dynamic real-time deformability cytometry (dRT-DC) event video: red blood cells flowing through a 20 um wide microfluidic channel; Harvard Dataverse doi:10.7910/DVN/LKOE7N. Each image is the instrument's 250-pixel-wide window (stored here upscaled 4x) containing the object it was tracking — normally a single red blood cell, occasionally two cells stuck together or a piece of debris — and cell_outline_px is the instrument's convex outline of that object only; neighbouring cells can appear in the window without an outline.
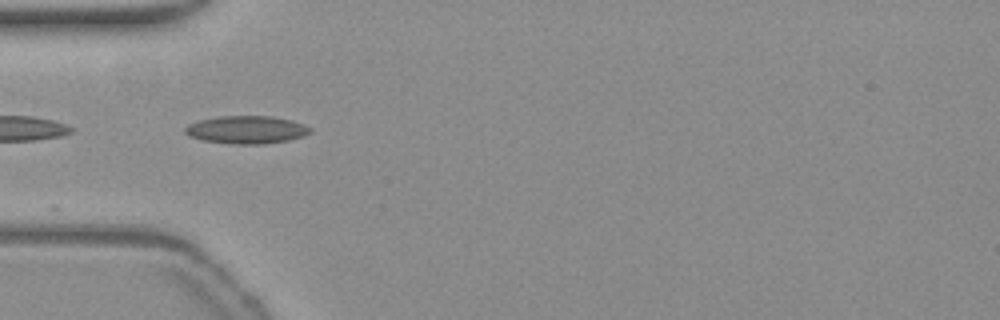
{"species": "common noctule bat (a hibernating species)", "species_latin": "Nyctalus noctula", "temperature_condition": "warm", "stored_images_in_passage": 39, "camera_frame_rate_fps": 3000, "um_per_image_px": 0.085, "animal": {"sex": "female", "body_mass_g": 19.3, "forearm_length_mm": 54.1}, "frame": {"image": 1, "passage_image": 2, "time_ms": 0.333, "image_size_px": [1000, 320], "cell_outline_px": [[312, 132], [288, 140], [260, 144], [232, 144], [204, 140], [188, 136], [184, 132], [184, 128], [188, 124], [200, 120], [220, 116], [272, 116], [292, 120], [304, 124], [312, 128]], "centroid_in_image_um": [20.94, 11.02], "position_along_channel_um": 64.1, "area_um2": 20.23}}
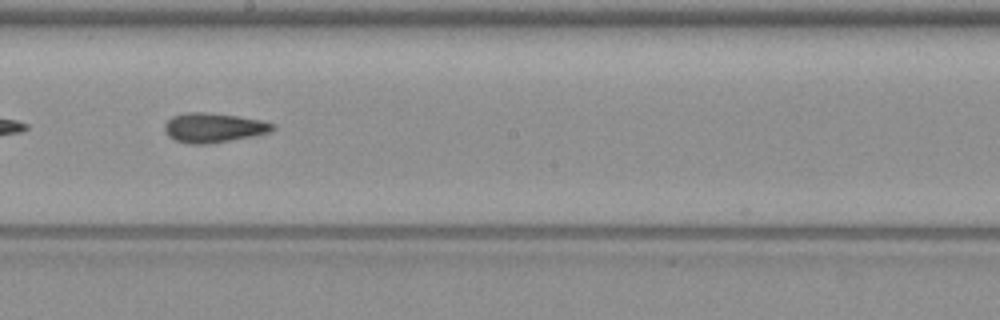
{"frame": {"image": 2, "passage_image": 15, "time_ms": 4.667, "image_size_px": [1000, 320], "cell_outline_px": [[276, 128], [272, 132], [252, 136], [208, 144], [188, 144], [176, 140], [168, 136], [164, 132], [164, 124], [172, 116], [188, 112], [204, 112], [236, 116], [260, 120], [276, 124]], "centroid_in_image_um": [18.15, 10.86], "position_along_channel_um": 230.1, "area_um2": 18.61}}
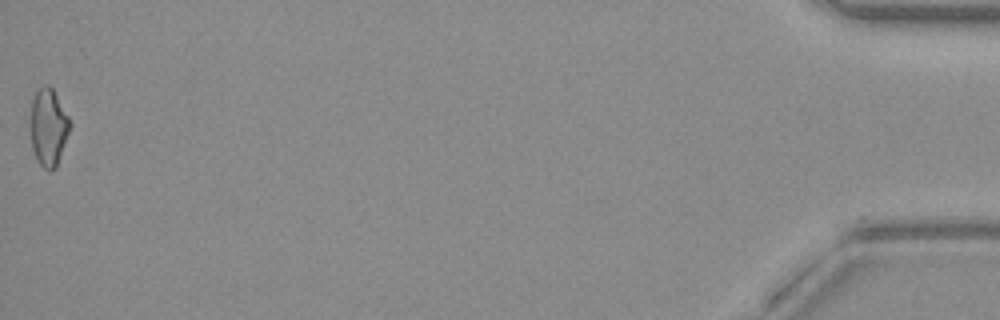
{"frame": {"image": 3, "passage_image": 39, "time_ms": 12.667, "image_size_px": [1000, 320], "cell_outline_px": [[72, 124], [56, 168], [44, 168], [40, 164], [32, 148], [32, 100], [36, 92], [44, 84], [48, 84], [52, 88], [68, 116]], "centroid_in_image_um": [4.15, 10.8], "position_along_channel_um": 431.1, "area_um2": 17.22}, "authors_computed_cell_mechanics": {"area_um2": 17.8024, "velocity_mm_per_s": 3.8336, "shape_relaxation_time_tau1_ms": 7.0442, "shape_relaxation_time_tau2_ms": 3.9137, "deformation_change_tau1": 0.1773, "deformation_change_tau2": 0.1265}}